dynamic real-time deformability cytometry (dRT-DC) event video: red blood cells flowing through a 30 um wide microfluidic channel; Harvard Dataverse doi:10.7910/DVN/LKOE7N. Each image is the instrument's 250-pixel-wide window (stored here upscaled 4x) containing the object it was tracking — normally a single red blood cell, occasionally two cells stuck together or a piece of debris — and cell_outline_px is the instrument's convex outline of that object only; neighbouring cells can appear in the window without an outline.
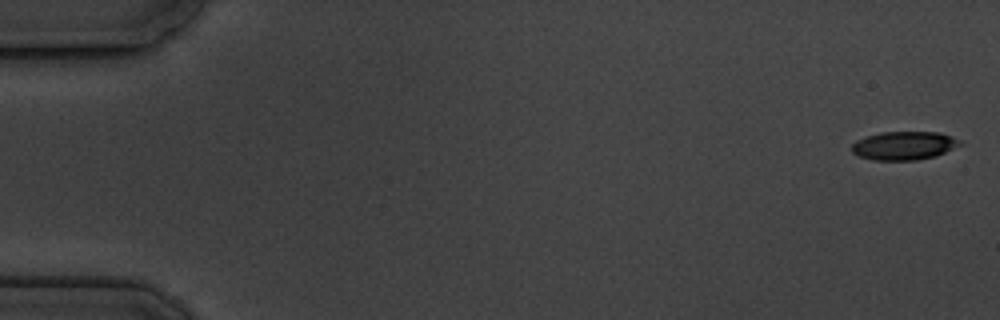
{"species": "common noctule bat (a hibernating species)", "species_latin": "Nyctalus noctula", "temperature_condition": "cold", "stored_images_in_passage": 11, "camera_frame_rate_fps": 3000, "um_per_image_px": 0.085, "animal": {"sex": "male", "body_mass_g": 19.5, "forearm_length_mm": 54.6}, "frame": {"image": 1, "passage_image": 1, "time_ms": 0.0, "image_size_px": [1000, 320], "cell_outline_px": [[964, 144], [936, 156], [916, 160], [872, 160], [856, 156], [852, 152], [852, 144], [856, 140], [880, 132], [940, 132], [952, 136], [960, 140]], "centroid_in_image_um": [76.85, 12.38], "position_along_channel_um": 8.1, "area_um2": 18.15}}
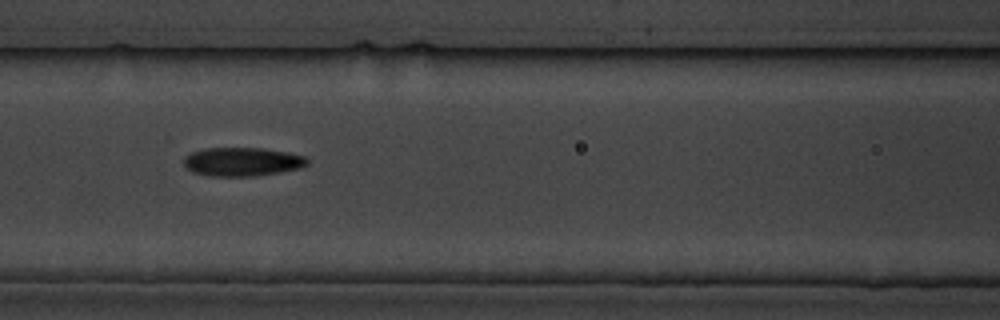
{"frame": {"image": 2, "passage_image": 7, "time_ms": 8.0, "image_size_px": [1000, 320], "cell_outline_px": [[308, 164], [300, 168], [280, 172], [256, 176], [208, 176], [192, 172], [184, 164], [184, 156], [192, 152], [208, 148], [264, 148], [288, 152], [304, 156], [308, 160]], "centroid_in_image_um": [20.6, 13.75], "position_along_channel_um": 146.0, "area_um2": 20.69}}
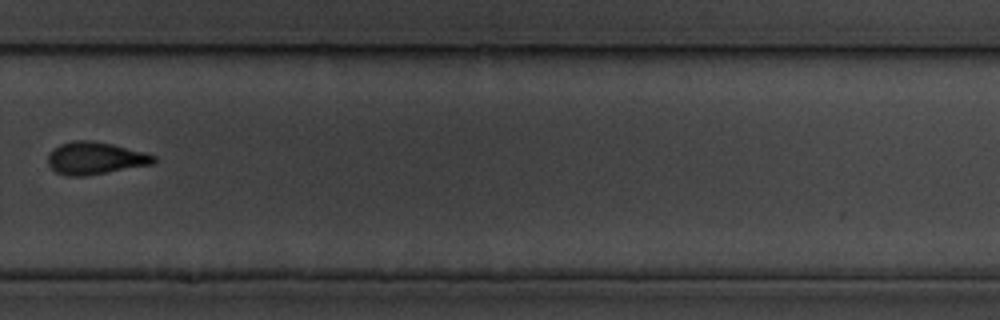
{"frame": {"image": 3, "passage_image": 11, "time_ms": 13.0, "image_size_px": [1000, 320], "cell_outline_px": [[156, 160], [152, 164], [84, 176], [68, 176], [56, 172], [48, 164], [48, 156], [52, 148], [60, 144], [72, 140], [92, 140], [112, 144], [144, 152], [156, 156]], "centroid_in_image_um": [8.06, 13.43], "position_along_channel_um": 321.7, "area_um2": 19.88}}